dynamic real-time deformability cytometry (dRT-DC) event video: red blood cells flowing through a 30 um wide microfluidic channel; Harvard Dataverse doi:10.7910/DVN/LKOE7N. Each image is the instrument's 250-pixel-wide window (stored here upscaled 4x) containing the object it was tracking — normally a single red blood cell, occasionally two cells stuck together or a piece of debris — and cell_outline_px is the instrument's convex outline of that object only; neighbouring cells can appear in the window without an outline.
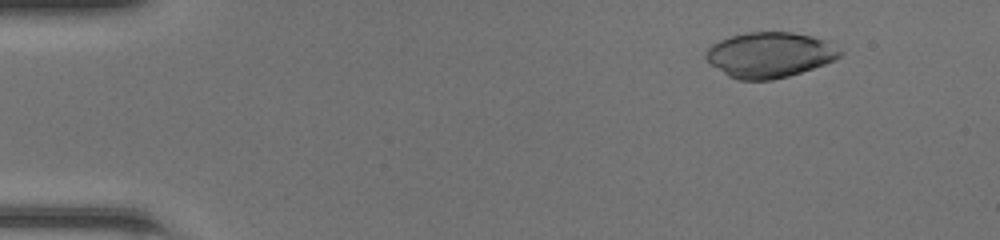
{"species": "common noctule bat (a hibernating species)", "species_latin": "Nyctalus noctula", "temperature_condition": "room temperature", "stored_images_in_passage": 49, "camera_frame_rate_fps": 3000, "um_per_image_px": 0.085, "animal": {"sex": "female", "body_mass_g": 20.0, "forearm_length_mm": 54.0}, "frame": {"image": 1, "passage_image": 6, "time_ms": 1.667, "image_size_px": [1000, 240], "cell_outline_px": [[844, 52], [840, 56], [824, 64], [788, 76], [772, 80], [740, 80], [728, 76], [712, 64], [704, 56], [708, 48], [712, 44], [720, 40], [744, 32], [792, 32], [812, 36], [824, 40]], "centroid_in_image_um": [65.41, 4.66], "position_along_channel_um": 19.6, "area_um2": 35.08}}